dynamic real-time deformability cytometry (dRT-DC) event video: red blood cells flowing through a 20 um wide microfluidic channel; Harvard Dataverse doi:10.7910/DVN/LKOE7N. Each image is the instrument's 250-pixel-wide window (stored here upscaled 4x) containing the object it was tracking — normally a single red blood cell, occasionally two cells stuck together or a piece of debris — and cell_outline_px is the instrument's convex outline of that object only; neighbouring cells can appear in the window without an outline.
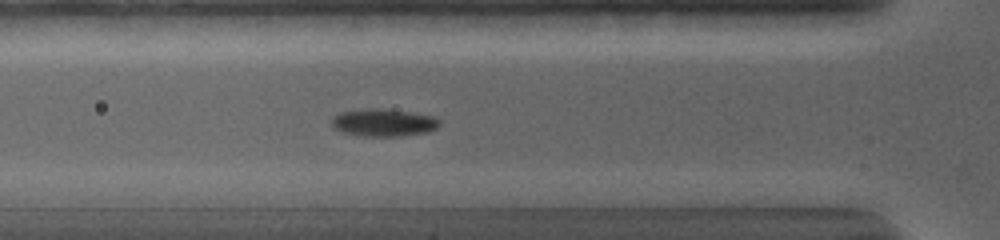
{"species": "common noctule bat (a hibernating species)", "species_latin": "Nyctalus noctula", "temperature_condition": "warm", "stored_images_in_passage": 54, "camera_frame_rate_fps": 5000, "um_per_image_px": 0.085, "animal": {"sex": "female", "body_mass_g": 19.0, "forearm_length_mm": 56.7}, "frame": {"image": 1, "passage_image": 16, "time_ms": 4.4, "image_size_px": [1000, 240], "cell_outline_px": [[440, 124], [436, 128], [428, 132], [400, 136], [364, 136], [344, 132], [336, 128], [332, 124], [332, 116], [340, 112], [372, 108], [380, 108], [408, 112], [432, 116], [440, 120]], "centroid_in_image_um": [32.61, 10.42], "position_along_channel_um": 93.2, "area_um2": 17.05}}
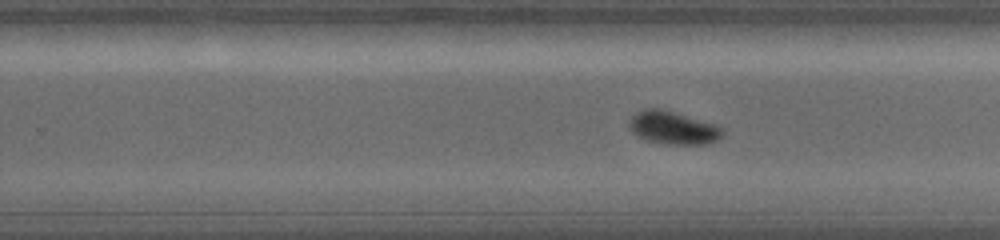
{"frame": {"image": 2, "passage_image": 28, "time_ms": 9.2, "image_size_px": [1000, 240], "cell_outline_px": [[724, 136], [708, 144], [668, 144], [648, 140], [636, 136], [632, 132], [628, 124], [628, 120], [636, 112], [648, 108], [660, 108], [712, 124], [724, 128]], "centroid_in_image_um": [57.19, 10.87], "position_along_channel_um": 272.6, "area_um2": 17.74}}
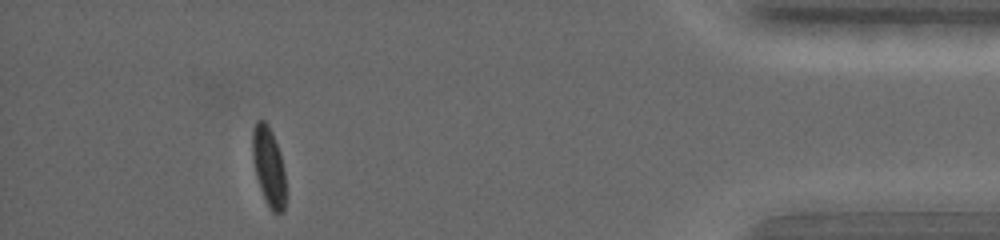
{"frame": {"image": 3, "passage_image": 49, "time_ms": 14.6, "image_size_px": [1000, 240], "cell_outline_px": [[284, 212], [272, 212], [268, 208], [260, 188], [256, 176], [252, 156], [252, 132], [256, 120], [264, 120], [268, 124], [272, 132], [280, 152], [284, 172]], "centroid_in_image_um": [22.81, 14.13], "position_along_channel_um": 412.4, "area_um2": 15.26}, "authors_computed_cell_mechanics": {"area_um2": 16.3863, "velocity_mm_per_s": 3.7565, "shape_relaxation_time_tau1_ms": 2.1715, "shape_relaxation_time_tau2_ms": null, "deformation_change_tau1": 0.1315, "deformation_change_tau2": null}}